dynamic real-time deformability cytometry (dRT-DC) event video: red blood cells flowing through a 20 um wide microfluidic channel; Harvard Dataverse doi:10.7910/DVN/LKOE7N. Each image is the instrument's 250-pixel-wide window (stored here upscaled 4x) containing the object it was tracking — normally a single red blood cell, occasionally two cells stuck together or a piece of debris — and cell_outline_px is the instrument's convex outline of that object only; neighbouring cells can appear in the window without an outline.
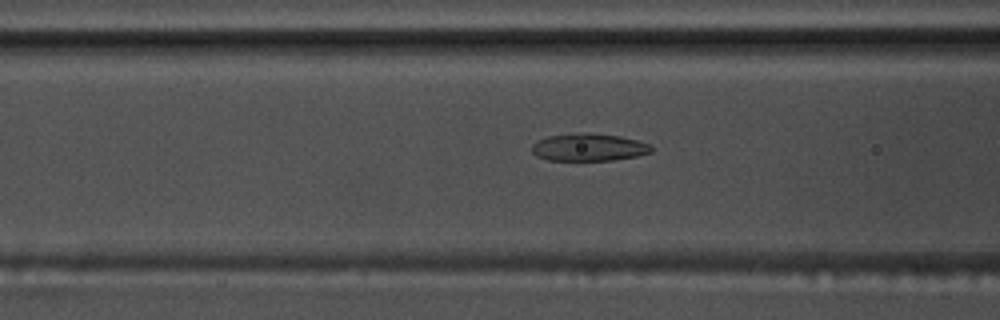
{"species": "common noctule bat (a hibernating species)", "species_latin": "Nyctalus noctula", "temperature_condition": "warm", "stored_images_in_passage": 57, "camera_frame_rate_fps": 3000, "um_per_image_px": 0.085, "animal": {"sex": "male", "body_mass_g": 17.5, "forearm_length_mm": 52.3}, "frame": {"image": 1, "passage_image": 23, "time_ms": 7.333, "image_size_px": [1000, 320], "cell_outline_px": [[652, 152], [636, 156], [612, 160], [548, 160], [536, 156], [532, 152], [532, 144], [548, 136], [588, 132], [620, 136], [636, 140], [648, 144], [652, 148]], "centroid_in_image_um": [50.03, 12.52], "position_along_channel_um": 116.6, "area_um2": 18.96}}
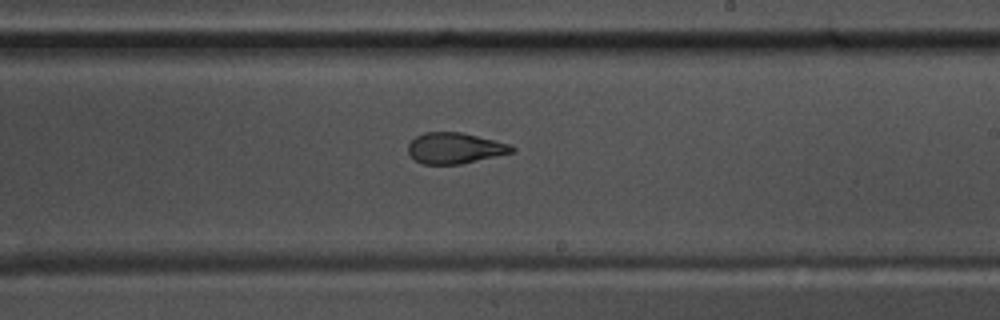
{"frame": {"image": 2, "passage_image": 34, "time_ms": 11.0, "image_size_px": [1000, 320], "cell_outline_px": [[516, 152], [460, 164], [424, 164], [416, 160], [408, 152], [408, 144], [416, 136], [424, 132], [460, 132], [508, 144], [516, 148]], "centroid_in_image_um": [38.66, 12.59], "position_along_channel_um": 250.3, "area_um2": 18.5}}
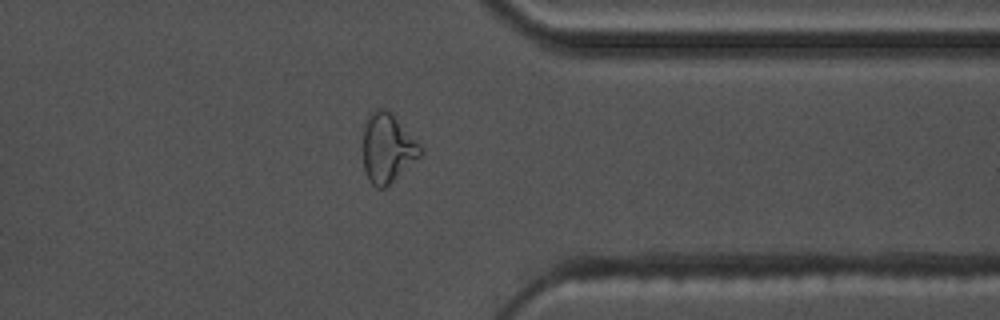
{"frame": {"image": 3, "passage_image": 45, "time_ms": 14.667, "image_size_px": [1000, 320], "cell_outline_px": [[420, 156], [384, 188], [376, 188], [368, 180], [364, 168], [364, 128], [368, 116], [376, 108], [384, 108], [420, 144]], "centroid_in_image_um": [32.9, 12.61], "position_along_channel_um": 378.5, "area_um2": 22.25}, "authors_computed_cell_mechanics": {"area_um2": 19.7676, "velocity_mm_per_s": 3.6557, "shape_relaxation_time_tau1_ms": 3.9801, "shape_relaxation_time_tau2_ms": 1.8814, "deformation_change_tau1": 0.1758, "deformation_change_tau2": 0.0996}}